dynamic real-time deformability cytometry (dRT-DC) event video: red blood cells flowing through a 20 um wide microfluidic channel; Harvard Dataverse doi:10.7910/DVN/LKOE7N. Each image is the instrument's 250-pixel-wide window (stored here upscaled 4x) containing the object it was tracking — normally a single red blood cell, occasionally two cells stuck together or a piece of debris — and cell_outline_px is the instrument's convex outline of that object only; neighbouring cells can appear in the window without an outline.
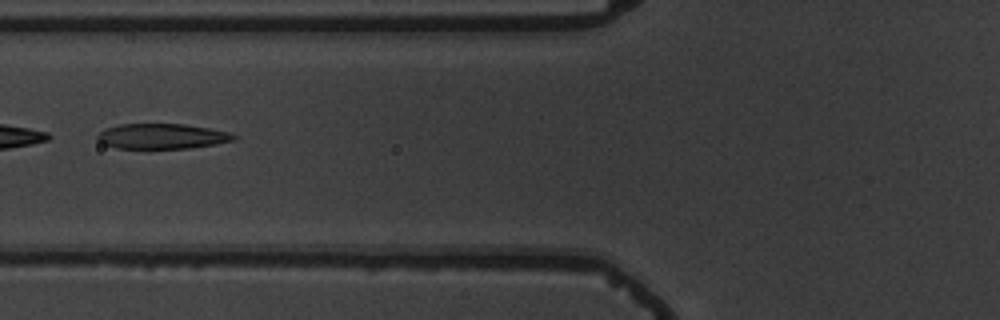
{"species": "common noctule bat (a hibernating species)", "species_latin": "Nyctalus noctula", "temperature_condition": "warm", "stored_images_in_passage": 9, "camera_frame_rate_fps": 3000, "um_per_image_px": 0.085, "animal": {"sex": "male", "body_mass_g": 19.5, "forearm_length_mm": 54.6}, "frame": {"image": 1, "passage_image": 6, "time_ms": 6.0, "image_size_px": [1000, 320], "cell_outline_px": [[236, 140], [216, 144], [188, 148], [116, 148], [104, 144], [96, 140], [96, 136], [104, 128], [120, 124], [184, 124], [232, 132], [236, 136]], "centroid_in_image_um": [13.77, 11.58], "position_along_channel_um": 112.0, "area_um2": 20.11}}
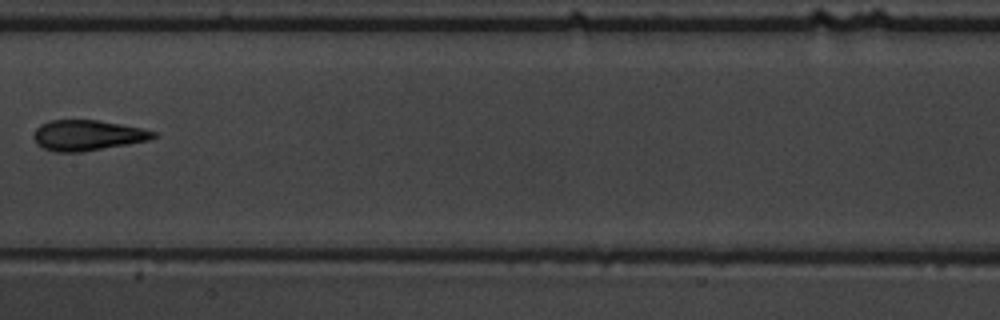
{"frame": {"image": 2, "passage_image": 8, "time_ms": 8.333, "image_size_px": [1000, 320], "cell_outline_px": [[156, 136], [148, 140], [128, 144], [84, 152], [56, 152], [44, 148], [36, 144], [32, 136], [36, 128], [40, 124], [48, 120], [96, 120], [120, 124], [140, 128], [156, 132]], "centroid_in_image_um": [7.38, 11.5], "position_along_channel_um": 200.0, "area_um2": 21.27}}
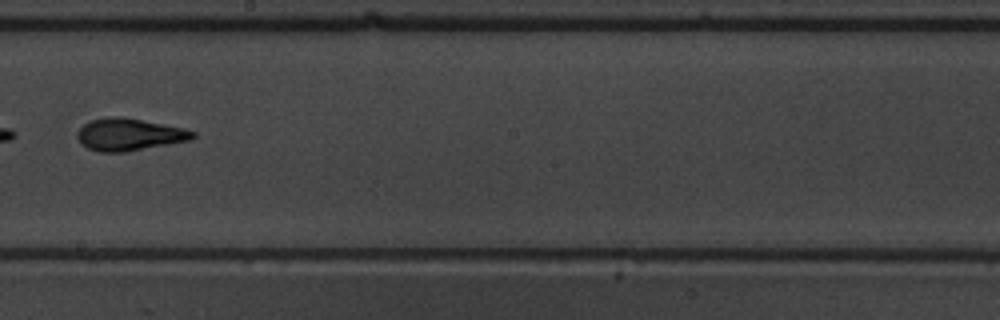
{"frame": {"image": 3, "passage_image": 9, "time_ms": 9.333, "image_size_px": [1000, 320], "cell_outline_px": [[196, 136], [192, 140], [124, 152], [100, 152], [88, 148], [76, 136], [76, 132], [84, 124], [92, 120], [108, 116], [120, 116], [184, 128], [196, 132]], "centroid_in_image_um": [11.0, 11.43], "position_along_channel_um": 237.2, "area_um2": 21.56}}